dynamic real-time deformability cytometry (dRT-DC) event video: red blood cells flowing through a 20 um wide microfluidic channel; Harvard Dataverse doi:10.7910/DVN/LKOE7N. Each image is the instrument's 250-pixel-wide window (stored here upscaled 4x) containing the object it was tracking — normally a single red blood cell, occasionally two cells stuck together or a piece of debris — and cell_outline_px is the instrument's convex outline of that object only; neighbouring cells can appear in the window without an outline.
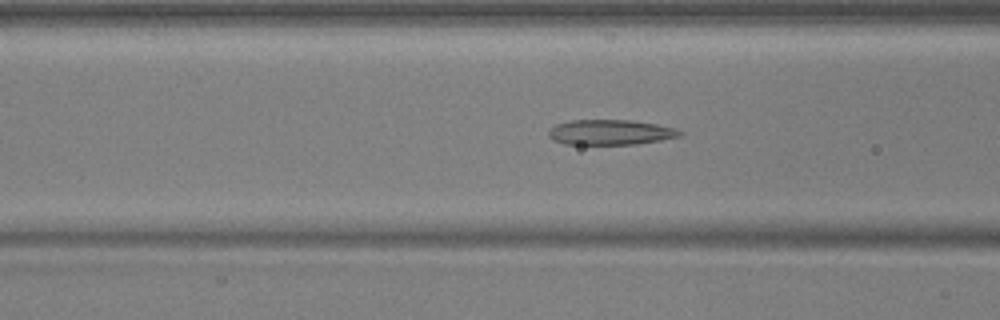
{"species": "common noctule bat (a hibernating species)", "species_latin": "Nyctalus noctula", "temperature_condition": "warm", "stored_images_in_passage": 35, "segment_of_instrument_passage": [1, 2], "camera_frame_rate_fps": 3000, "um_per_image_px": 0.085, "animal": {"sex": "male", "body_mass_g": 17.9, "forearm_length_mm": 54.2}, "frame": {"image": 1, "passage_image": 10, "time_ms": 3.0, "image_size_px": [1000, 320], "cell_outline_px": [[684, 132], [680, 136], [660, 140], [636, 144], [564, 144], [552, 140], [548, 136], [548, 132], [556, 124], [572, 120], [632, 120], [656, 124], [676, 128]], "centroid_in_image_um": [51.89, 11.24], "position_along_channel_um": 114.7, "area_um2": 19.25}}
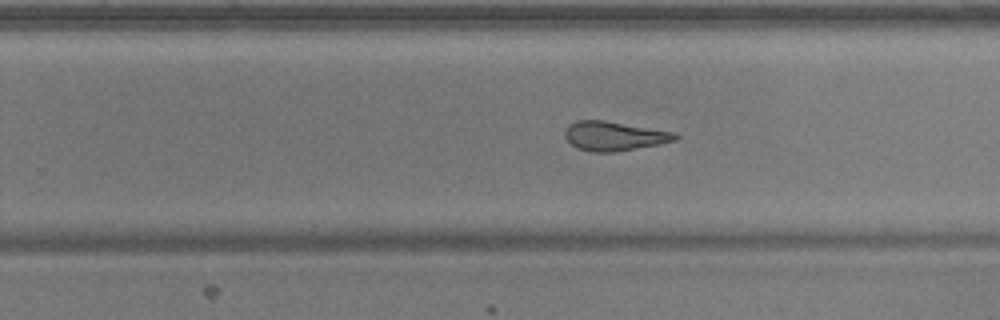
{"frame": {"image": 2, "passage_image": 23, "time_ms": 7.333, "image_size_px": [1000, 320], "cell_outline_px": [[680, 136], [676, 140], [616, 152], [592, 152], [576, 148], [564, 136], [564, 128], [568, 124], [576, 120], [604, 120], [676, 132]], "centroid_in_image_um": [52.17, 11.55], "position_along_channel_um": 277.6, "area_um2": 18.9}}
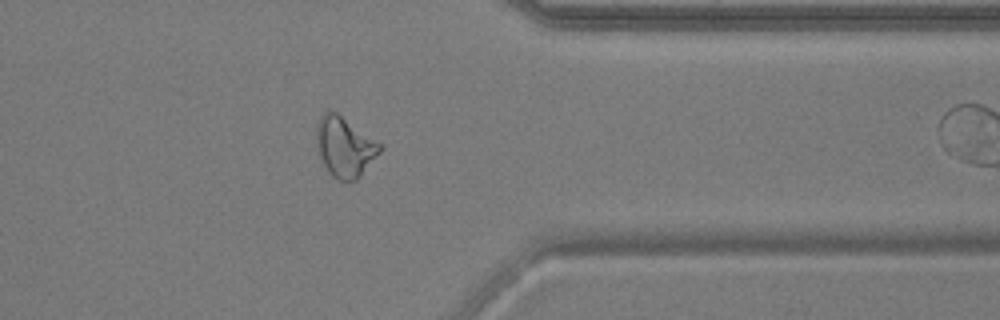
{"frame": {"image": 3, "passage_image": 32, "time_ms": 10.333, "image_size_px": [1000, 320], "cell_outline_px": [[384, 148], [360, 176], [356, 180], [336, 180], [328, 172], [320, 156], [316, 136], [316, 124], [320, 116], [328, 108], [336, 112], [384, 144]], "centroid_in_image_um": [29.32, 12.45], "position_along_channel_um": 382.1, "area_um2": 22.43}}